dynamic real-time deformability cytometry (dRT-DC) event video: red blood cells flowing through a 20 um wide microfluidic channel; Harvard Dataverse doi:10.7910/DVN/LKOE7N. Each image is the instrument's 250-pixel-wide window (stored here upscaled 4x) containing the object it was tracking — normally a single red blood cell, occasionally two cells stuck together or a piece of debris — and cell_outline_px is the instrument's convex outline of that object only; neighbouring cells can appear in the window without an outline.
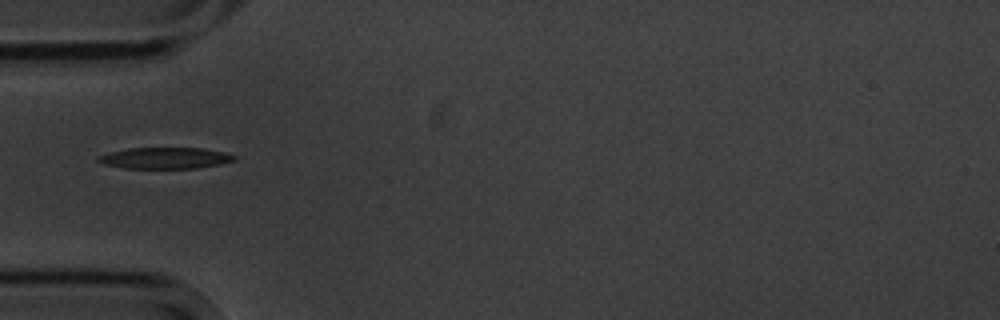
{"species": "common noctule bat (a hibernating species)", "species_latin": "Nyctalus noctula", "temperature_condition": "cold", "stored_images_in_passage": 2, "camera_frame_rate_fps": 3000, "um_per_image_px": 0.085, "animal": {"sex": "male", "body_mass_g": 20.1, "forearm_length_mm": 53.5}, "frame": {"image": 1, "passage_image": 1, "time_ms": 0.0, "image_size_px": [1000, 320], "cell_outline_px": [[236, 160], [220, 164], [196, 168], [124, 168], [104, 164], [96, 160], [96, 156], [108, 152], [128, 148], [204, 148], [224, 152], [236, 156]], "centroid_in_image_um": [14.01, 13.43], "position_along_channel_um": 71.0, "area_um2": 16.94}}
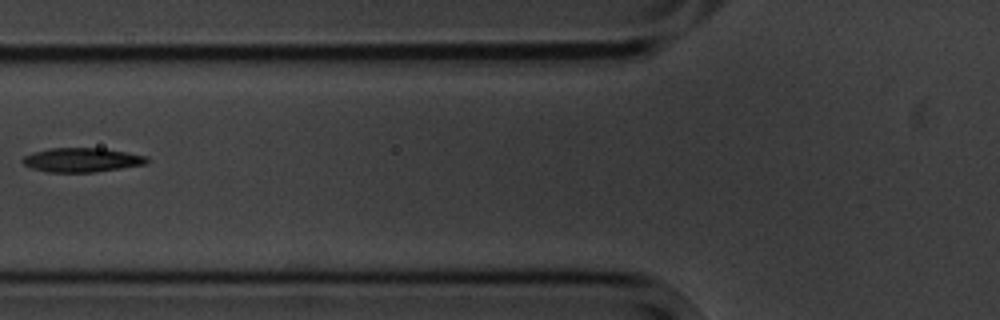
{"frame": {"image": 2, "passage_image": 2, "time_ms": 1.333, "image_size_px": [1000, 320], "cell_outline_px": [[148, 160], [144, 164], [96, 172], [48, 172], [32, 168], [24, 164], [20, 160], [24, 156], [32, 152], [48, 148], [104, 148], [128, 152], [148, 156]], "centroid_in_image_um": [6.93, 13.58], "position_along_channel_um": 118.9, "area_um2": 17.57}}